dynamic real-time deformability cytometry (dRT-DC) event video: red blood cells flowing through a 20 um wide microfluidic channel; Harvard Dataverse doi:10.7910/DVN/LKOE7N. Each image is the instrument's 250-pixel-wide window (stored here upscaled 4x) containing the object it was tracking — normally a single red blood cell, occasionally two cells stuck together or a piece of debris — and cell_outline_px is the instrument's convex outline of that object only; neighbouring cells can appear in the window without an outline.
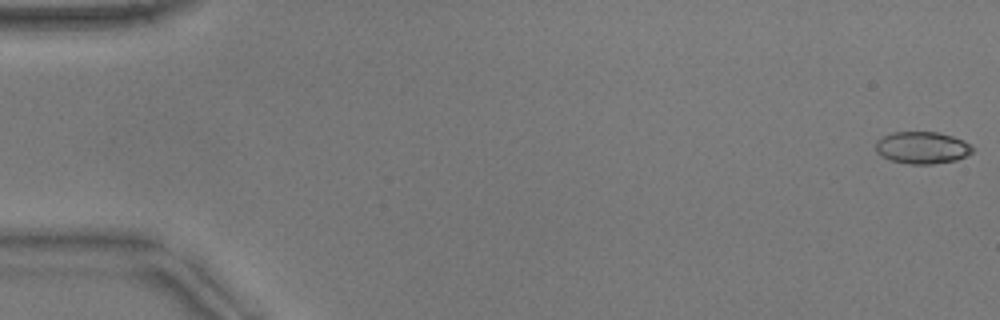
{"species": "common noctule bat (a hibernating species)", "species_latin": "Nyctalus noctula", "temperature_condition": "warm", "stored_images_in_passage": 53, "camera_frame_rate_fps": 3000, "um_per_image_px": 0.085, "animal": {"sex": "male", "body_mass_g": 17.9}, "frame": {"image": 1, "passage_image": 1, "time_ms": 0.0, "image_size_px": [1000, 320], "cell_outline_px": [[972, 152], [956, 160], [932, 164], [908, 164], [892, 160], [876, 152], [876, 140], [892, 132], [936, 132], [952, 136], [968, 144], [972, 148]], "centroid_in_image_um": [78.34, 12.55], "position_along_channel_um": 6.7, "area_um2": 17.74}}
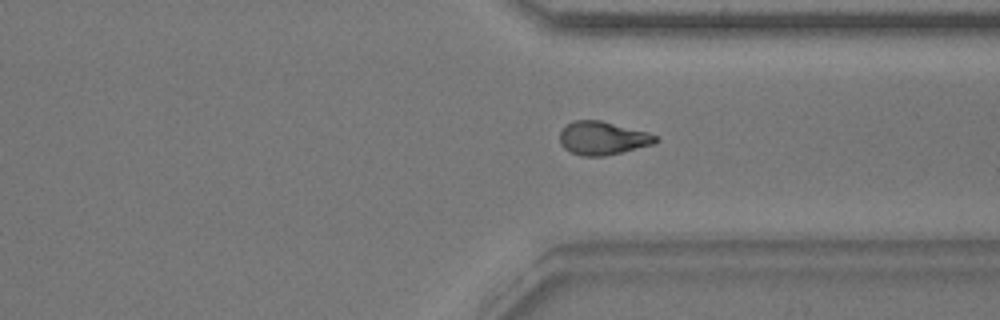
{"frame": {"image": 2, "passage_image": 40, "time_ms": 13.0, "image_size_px": [1000, 320], "cell_outline_px": [[660, 140], [652, 144], [604, 156], [584, 156], [568, 152], [560, 144], [560, 132], [568, 124], [576, 120], [600, 120], [648, 132], [656, 136]], "centroid_in_image_um": [51.2, 11.74], "position_along_channel_um": 360.2, "area_um2": 18.44}}
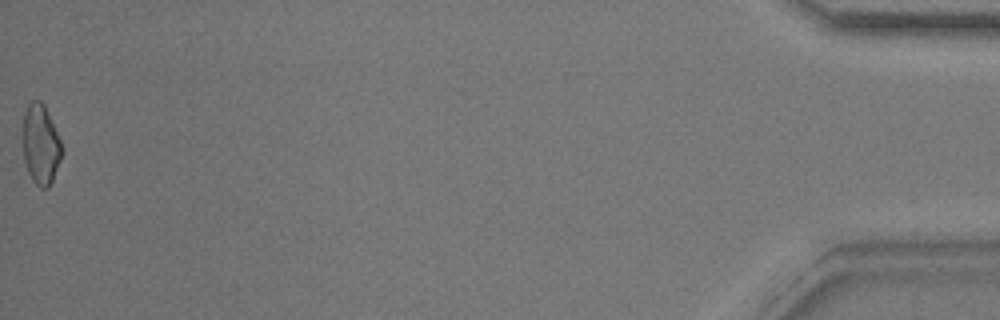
{"frame": {"image": 3, "passage_image": 53, "time_ms": 17.333, "image_size_px": [1000, 320], "cell_outline_px": [[64, 152], [52, 180], [48, 188], [40, 188], [32, 180], [28, 172], [24, 160], [24, 112], [28, 104], [32, 100], [40, 100], [44, 104], [64, 148]], "centroid_in_image_um": [3.49, 12.29], "position_along_channel_um": 431.7, "area_um2": 18.09}, "authors_computed_cell_mechanics": {"area_um2": 18.207, "velocity_mm_per_s": 3.8802, "shape_relaxation_time_tau1_ms": 6.1601, "shape_relaxation_time_tau2_ms": 2.4692, "deformation_change_tau1": 0.2084, "deformation_change_tau2": 0.0947}}